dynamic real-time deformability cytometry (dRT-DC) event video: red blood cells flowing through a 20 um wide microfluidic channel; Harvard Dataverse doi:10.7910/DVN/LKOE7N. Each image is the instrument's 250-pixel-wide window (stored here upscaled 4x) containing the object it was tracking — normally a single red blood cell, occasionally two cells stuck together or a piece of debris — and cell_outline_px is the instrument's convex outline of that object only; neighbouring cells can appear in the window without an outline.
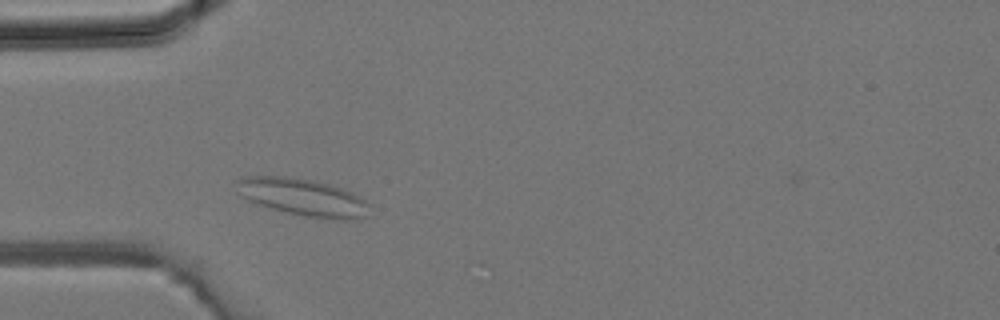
{"species": "common noctule bat (a hibernating species)", "species_latin": "Nyctalus noctula", "temperature_condition": "room temperature", "stored_images_in_passage": 1, "camera_frame_rate_fps": 3000, "um_per_image_px": 0.085, "animal": {"sex": "male", "body_mass_g": 19.2, "forearm_length_mm": 51.8}, "frame": {"image": 1, "passage_image": 1, "time_ms": 0.0, "image_size_px": [1000, 320], "cell_outline_px": [[368, 204], [364, 216], [348, 220], [340, 220], [304, 216], [272, 208], [248, 200], [236, 192], [236, 180], [240, 176], [288, 176], [328, 184], [352, 192], [360, 196]], "centroid_in_image_um": [25.67, 16.75], "position_along_channel_um": 59.3, "area_um2": 28.5}}